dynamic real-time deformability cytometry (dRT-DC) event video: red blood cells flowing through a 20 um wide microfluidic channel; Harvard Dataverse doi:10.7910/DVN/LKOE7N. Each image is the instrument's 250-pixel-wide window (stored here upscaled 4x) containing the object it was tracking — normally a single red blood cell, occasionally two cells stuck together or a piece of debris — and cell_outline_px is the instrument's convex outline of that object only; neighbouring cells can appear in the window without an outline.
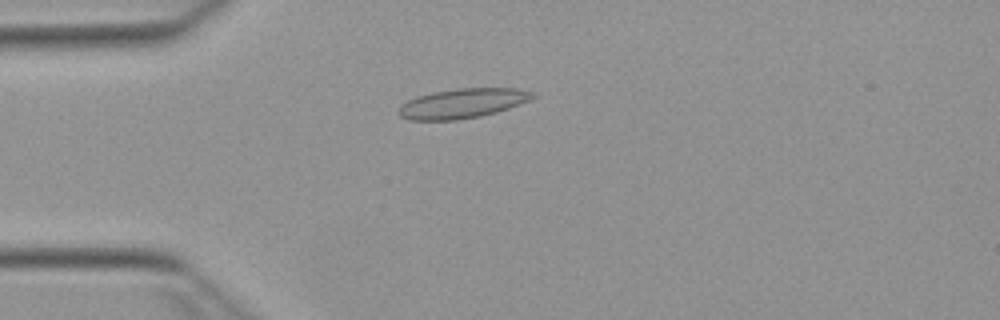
{"species": "Egyptian fruit bat (a non-hibernating species)", "species_latin": "Rousettus aegyptiacus", "temperature_condition": "warm", "stored_images_in_passage": 53, "camera_frame_rate_fps": 3000, "um_per_image_px": 0.085, "animal": {"sex": "female"}, "frame": {"image": 1, "passage_image": 14, "time_ms": 4.333, "image_size_px": [1000, 320], "cell_outline_px": [[536, 96], [528, 100], [508, 108], [496, 112], [480, 116], [456, 120], [408, 120], [400, 116], [396, 112], [400, 104], [416, 96], [432, 92], [456, 88], [516, 88], [532, 92]], "centroid_in_image_um": [39.23, 8.78], "position_along_channel_um": 45.8, "area_um2": 23.18}}
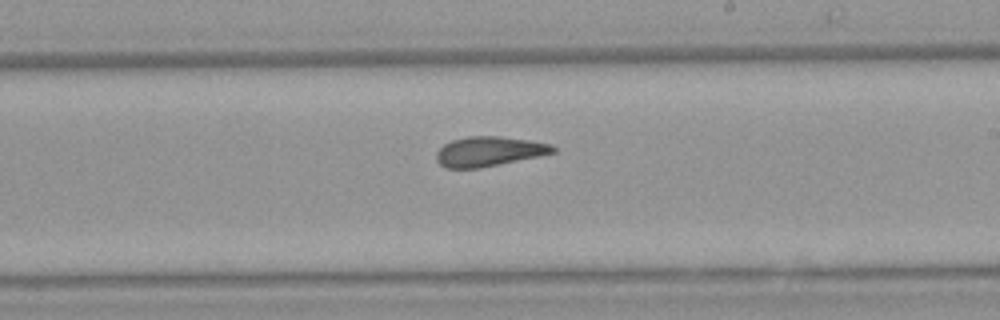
{"frame": {"image": 2, "passage_image": 31, "time_ms": 10.0, "image_size_px": [1000, 320], "cell_outline_px": [[556, 152], [540, 156], [480, 168], [444, 168], [436, 160], [436, 152], [444, 144], [452, 140], [468, 136], [500, 136], [528, 140], [552, 144], [556, 148]], "centroid_in_image_um": [41.56, 12.87], "position_along_channel_um": 247.4, "area_um2": 20.29}}
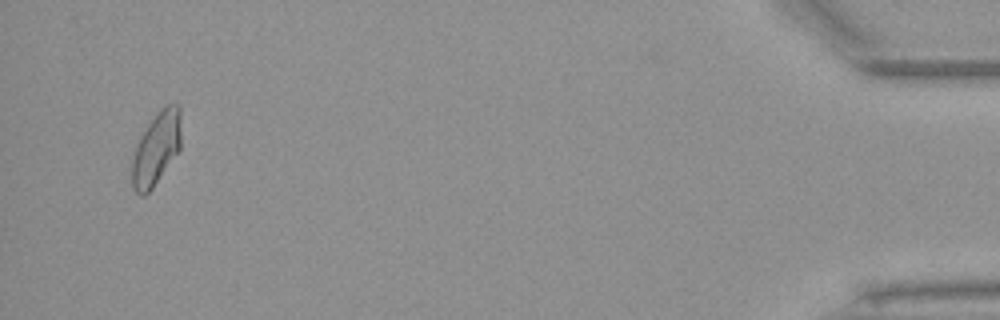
{"frame": {"image": 3, "passage_image": 51, "time_ms": 16.667, "image_size_px": [1000, 320], "cell_outline_px": [[180, 148], [152, 188], [144, 196], [140, 196], [132, 188], [132, 160], [136, 144], [140, 136], [156, 112], [168, 104], [180, 104]], "centroid_in_image_um": [13.27, 12.61], "position_along_channel_um": 421.9, "area_um2": 20.69}, "authors_computed_cell_mechanics": {"area_um2": 20.8658, "velocity_mm_per_s": 3.8671, "shape_relaxation_time_tau1_ms": null, "shape_relaxation_time_tau2_ms": 2.1705, "deformation_change_tau1": null, "deformation_change_tau2": 0.0839}}